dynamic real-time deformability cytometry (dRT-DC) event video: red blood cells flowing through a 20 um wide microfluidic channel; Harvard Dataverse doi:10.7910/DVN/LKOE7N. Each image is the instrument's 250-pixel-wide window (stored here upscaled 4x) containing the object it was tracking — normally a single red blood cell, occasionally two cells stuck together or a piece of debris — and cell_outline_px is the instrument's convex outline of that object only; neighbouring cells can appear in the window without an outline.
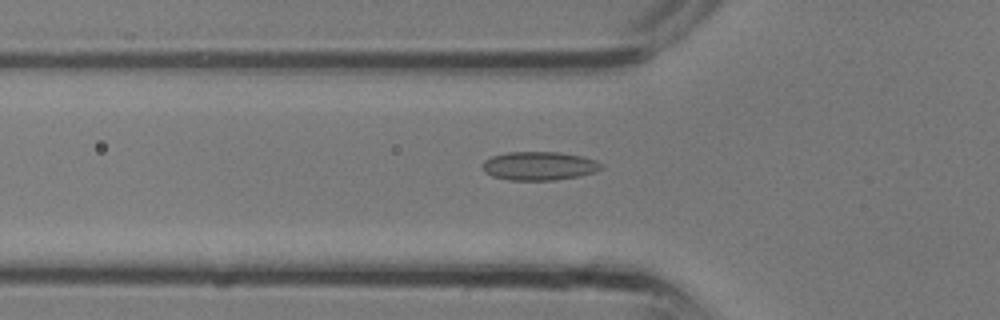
{"species": "common noctule bat (a hibernating species)", "species_latin": "Nyctalus noctula", "temperature_condition": "room temperature", "stored_images_in_passage": 22, "camera_frame_rate_fps": 3000, "um_per_image_px": 0.085, "animal": {"sex": "male", "body_mass_g": 13.3}, "frame": {"image": 1, "passage_image": 2, "time_ms": 0.333, "image_size_px": [1000, 320], "cell_outline_px": [[604, 168], [596, 172], [580, 176], [552, 180], [508, 180], [492, 176], [484, 172], [480, 164], [484, 160], [492, 156], [508, 152], [560, 152], [580, 156], [596, 160], [604, 164]], "centroid_in_image_um": [45.83, 14.1], "position_along_channel_um": 80.0, "area_um2": 20.06}}
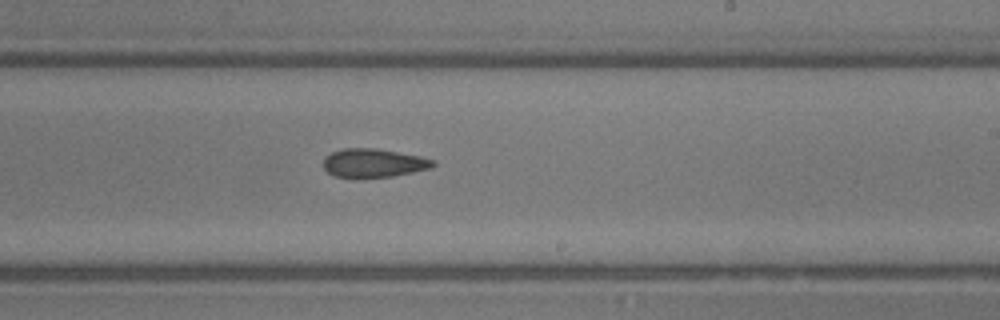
{"frame": {"image": 2, "passage_image": 10, "time_ms": 3.0, "image_size_px": [1000, 320], "cell_outline_px": [[436, 164], [432, 168], [392, 176], [336, 176], [328, 172], [324, 168], [324, 156], [332, 152], [344, 148], [376, 148], [420, 156], [436, 160]], "centroid_in_image_um": [31.79, 13.83], "position_along_channel_um": 257.2, "area_um2": 17.98}}
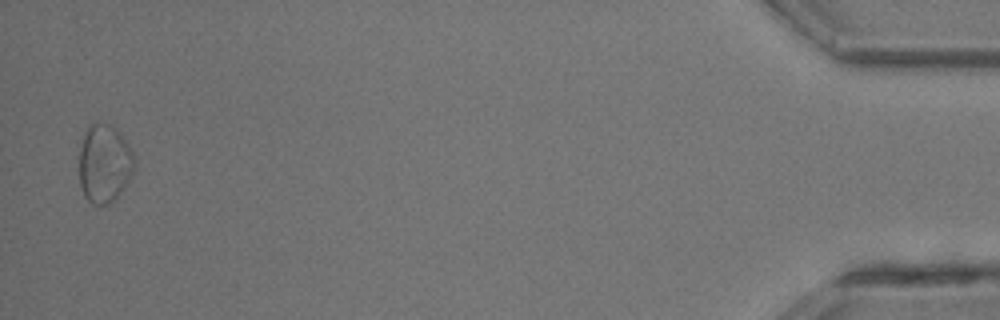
{"frame": {"image": 3, "passage_image": 22, "time_ms": 7.0, "image_size_px": [1000, 320], "cell_outline_px": [[132, 172], [128, 180], [120, 192], [108, 204], [92, 204], [84, 196], [80, 184], [80, 148], [84, 136], [88, 128], [92, 124], [108, 124], [116, 128], [120, 132], [128, 144], [132, 152]], "centroid_in_image_um": [8.85, 13.9], "position_along_channel_um": 426.4, "area_um2": 24.45}}